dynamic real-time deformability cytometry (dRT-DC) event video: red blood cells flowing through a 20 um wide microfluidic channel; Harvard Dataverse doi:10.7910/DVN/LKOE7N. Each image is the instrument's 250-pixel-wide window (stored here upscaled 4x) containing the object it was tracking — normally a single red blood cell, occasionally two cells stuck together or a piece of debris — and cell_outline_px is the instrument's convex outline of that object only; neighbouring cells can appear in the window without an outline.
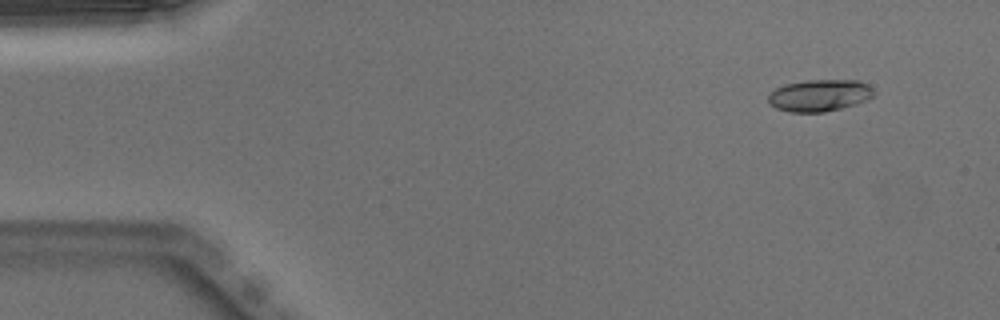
{"species": "Egyptian fruit bat (a non-hibernating species)", "species_latin": "Rousettus aegyptiacus", "temperature_condition": "warm", "stored_images_in_passage": 51, "camera_frame_rate_fps": 3000, "um_per_image_px": 0.085, "animal": {"sex": "male"}, "frame": {"image": 1, "passage_image": 5, "time_ms": 1.333, "image_size_px": [1000, 320], "cell_outline_px": [[876, 92], [868, 100], [840, 108], [824, 112], [788, 112], [776, 108], [768, 104], [768, 92], [784, 84], [808, 80], [860, 80], [868, 84]], "centroid_in_image_um": [69.64, 8.1], "position_along_channel_um": 15.4, "area_um2": 19.83}}
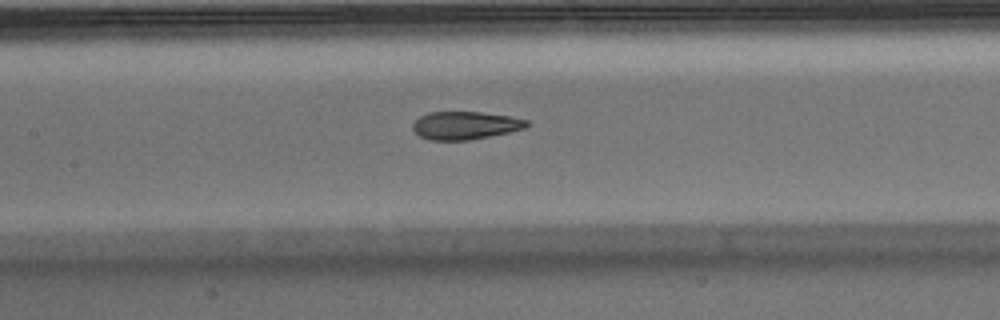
{"frame": {"image": 2, "passage_image": 24, "time_ms": 7.667, "image_size_px": [1000, 320], "cell_outline_px": [[528, 124], [524, 128], [508, 132], [468, 140], [428, 140], [420, 136], [412, 128], [412, 124], [420, 116], [428, 112], [480, 112], [508, 116], [528, 120]], "centroid_in_image_um": [39.5, 10.66], "position_along_channel_um": 167.9, "area_um2": 18.32}}
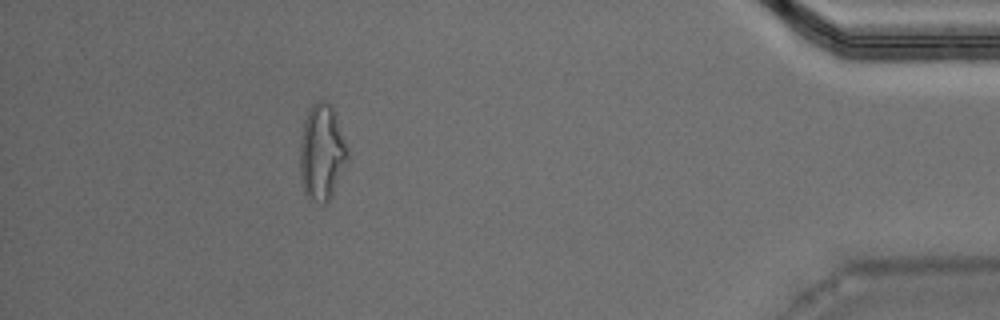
{"frame": {"image": 3, "passage_image": 46, "time_ms": 15.0, "image_size_px": [1000, 320], "cell_outline_px": [[348, 160], [332, 196], [328, 204], [320, 204], [308, 200], [304, 196], [300, 180], [300, 140], [304, 120], [308, 108], [316, 100], [328, 100], [336, 112], [348, 148]], "centroid_in_image_um": [27.35, 12.97], "position_along_channel_um": 407.9, "area_um2": 27.69}, "authors_computed_cell_mechanics": {"area_um2": 19.5942, "velocity_mm_per_s": 3.9951, "shape_relaxation_time_tau1_ms": 6.2039, "shape_relaxation_time_tau2_ms": 1.6515, "deformation_change_tau1": 0.2294, "deformation_change_tau2": 0.1013}}